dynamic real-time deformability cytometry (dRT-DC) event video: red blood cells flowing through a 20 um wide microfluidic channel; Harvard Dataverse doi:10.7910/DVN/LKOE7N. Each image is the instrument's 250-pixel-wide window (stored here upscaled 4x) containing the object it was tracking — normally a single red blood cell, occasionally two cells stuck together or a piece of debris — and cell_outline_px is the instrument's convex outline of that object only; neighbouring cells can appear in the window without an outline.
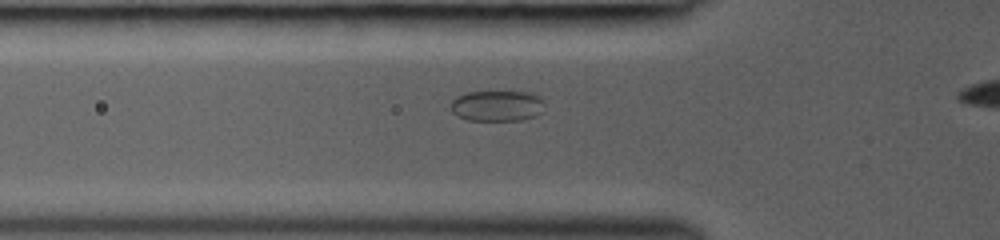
{"species": "common noctule bat (a hibernating species)", "species_latin": "Nyctalus noctula", "temperature_condition": "room temperature", "stored_images_in_passage": 29, "camera_frame_rate_fps": 3000, "um_per_image_px": 0.085, "animal": {"sex": "female", "body_mass_g": 19.0, "forearm_length_mm": 53.3}, "frame": {"image": 1, "passage_image": 12, "time_ms": 3.333, "image_size_px": [1000, 240], "cell_outline_px": [[544, 112], [536, 116], [520, 120], [468, 120], [456, 116], [452, 112], [452, 100], [456, 96], [464, 92], [528, 92], [540, 96], [544, 100]], "centroid_in_image_um": [42.28, 8.99], "position_along_channel_um": 83.5, "area_um2": 17.05}}
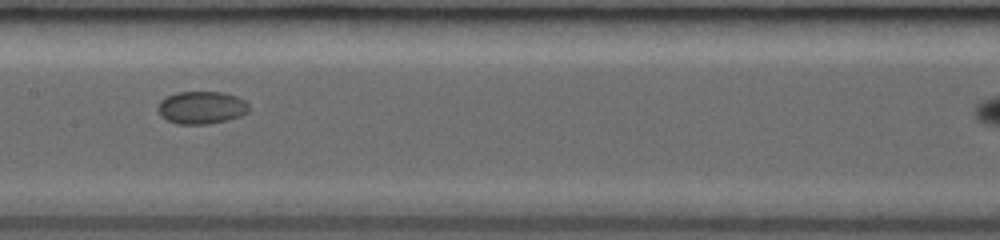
{"frame": {"image": 2, "passage_image": 20, "time_ms": 6.0, "image_size_px": [1000, 240], "cell_outline_px": [[248, 112], [240, 116], [228, 120], [208, 124], [176, 124], [160, 116], [156, 108], [160, 100], [176, 92], [224, 92], [236, 96], [244, 100], [248, 104]], "centroid_in_image_um": [17.1, 9.15], "position_along_channel_um": 190.3, "area_um2": 17.46}}
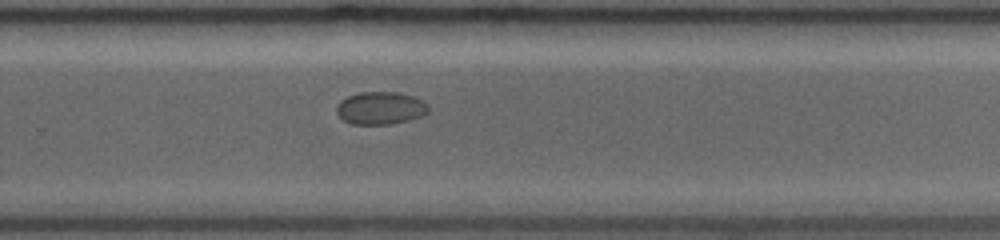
{"frame": {"image": 3, "passage_image": 28, "time_ms": 8.667, "image_size_px": [1000, 240], "cell_outline_px": [[428, 112], [420, 116], [408, 120], [392, 124], [352, 124], [344, 120], [336, 112], [336, 104], [340, 100], [348, 96], [360, 92], [400, 92], [412, 96], [428, 104]], "centroid_in_image_um": [32.31, 9.18], "position_along_channel_um": 297.5, "area_um2": 17.46}}